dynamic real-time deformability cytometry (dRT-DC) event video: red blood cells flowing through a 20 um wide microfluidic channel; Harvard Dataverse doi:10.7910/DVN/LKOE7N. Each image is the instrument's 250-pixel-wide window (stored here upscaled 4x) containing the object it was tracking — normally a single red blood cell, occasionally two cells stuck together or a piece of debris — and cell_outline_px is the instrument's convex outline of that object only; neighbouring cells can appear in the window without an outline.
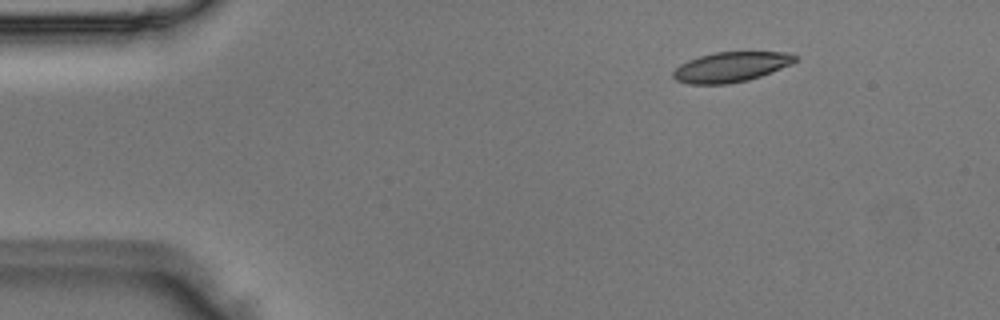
{"species": "Egyptian fruit bat (a non-hibernating species)", "species_latin": "Rousettus aegyptiacus", "temperature_condition": "room temperature", "stored_images_in_passage": 4, "camera_frame_rate_fps": 3000, "um_per_image_px": 0.085, "animal": {"sex": "male"}, "frame": {"image": 1, "passage_image": 2, "time_ms": 0.333, "image_size_px": [1000, 320], "cell_outline_px": [[796, 60], [792, 64], [760, 76], [748, 80], [728, 84], [688, 84], [676, 80], [672, 76], [672, 72], [680, 64], [688, 60], [700, 56], [716, 52], [788, 52], [796, 56]], "centroid_in_image_um": [62.11, 5.7], "position_along_channel_um": 22.9, "area_um2": 21.27}}
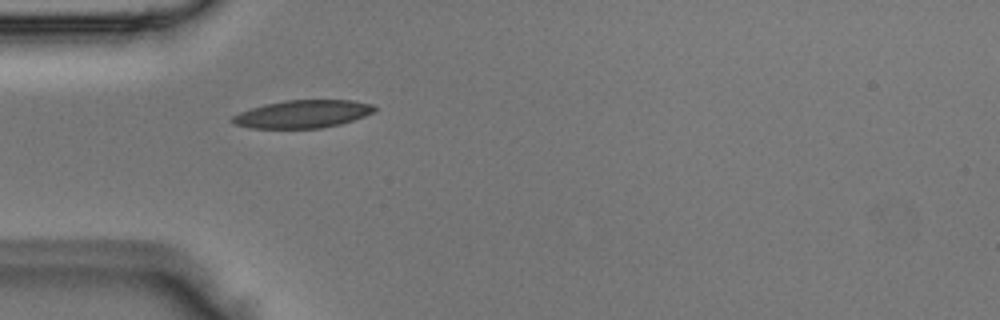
{"frame": {"image": 2, "passage_image": 4, "time_ms": 1.0, "image_size_px": [1000, 320], "cell_outline_px": [[376, 112], [340, 124], [320, 128], [252, 128], [232, 124], [228, 120], [232, 116], [240, 112], [264, 104], [284, 100], [352, 100], [372, 104], [376, 108]], "centroid_in_image_um": [25.7, 9.69], "position_along_channel_um": 59.3, "area_um2": 23.12}}